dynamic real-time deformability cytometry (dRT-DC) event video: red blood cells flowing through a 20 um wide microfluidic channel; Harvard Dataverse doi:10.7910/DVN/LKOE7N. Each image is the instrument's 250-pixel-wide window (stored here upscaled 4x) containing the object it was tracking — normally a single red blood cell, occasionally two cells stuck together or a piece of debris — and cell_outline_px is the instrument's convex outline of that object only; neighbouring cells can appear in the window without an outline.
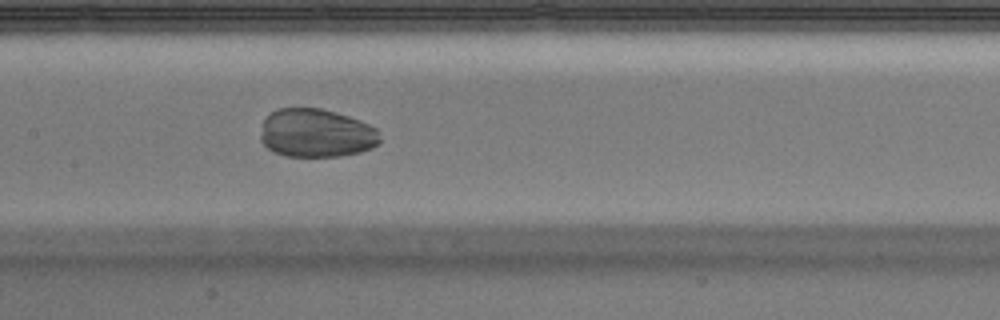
{"species": "Egyptian fruit bat (a non-hibernating species)", "species_latin": "Rousettus aegyptiacus", "temperature_condition": "warm", "stored_images_in_passage": 37, "camera_frame_rate_fps": 3000, "um_per_image_px": 0.085, "animal": {"sex": "male"}, "frame": {"image": 1, "passage_image": 16, "time_ms": 5.0, "image_size_px": [1000, 320], "cell_outline_px": [[380, 144], [372, 148], [360, 152], [340, 156], [288, 156], [276, 152], [268, 148], [260, 140], [260, 136], [264, 120], [272, 112], [280, 108], [320, 108], [336, 112], [360, 120], [376, 128], [380, 136]], "centroid_in_image_um": [26.91, 11.32], "position_along_channel_um": 180.5, "area_um2": 33.7}}